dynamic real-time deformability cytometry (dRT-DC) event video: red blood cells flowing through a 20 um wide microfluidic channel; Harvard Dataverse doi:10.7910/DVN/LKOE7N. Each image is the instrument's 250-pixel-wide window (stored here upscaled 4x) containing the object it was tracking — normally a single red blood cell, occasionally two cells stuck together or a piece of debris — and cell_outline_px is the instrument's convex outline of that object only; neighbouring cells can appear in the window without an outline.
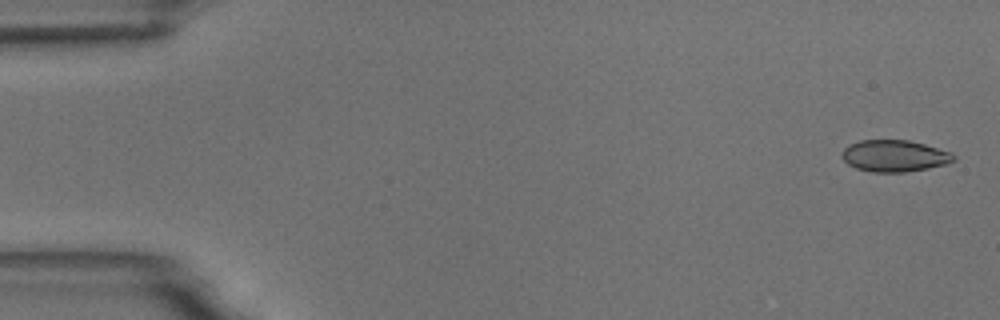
{"species": "common noctule bat (a hibernating species)", "species_latin": "Nyctalus noctula", "temperature_condition": "room temperature", "stored_images_in_passage": 5, "camera_frame_rate_fps": 3000, "um_per_image_px": 0.085, "animal": {"sex": "male", "body_mass_g": 18.8}, "frame": {"image": 1, "passage_image": 1, "time_ms": 0.0, "image_size_px": [1000, 320], "cell_outline_px": [[956, 160], [944, 164], [928, 168], [904, 172], [872, 172], [856, 168], [848, 164], [840, 156], [840, 152], [848, 144], [860, 140], [908, 140], [924, 144], [952, 152], [956, 156]], "centroid_in_image_um": [76.0, 13.24], "position_along_channel_um": 9.0, "area_um2": 20.75}}
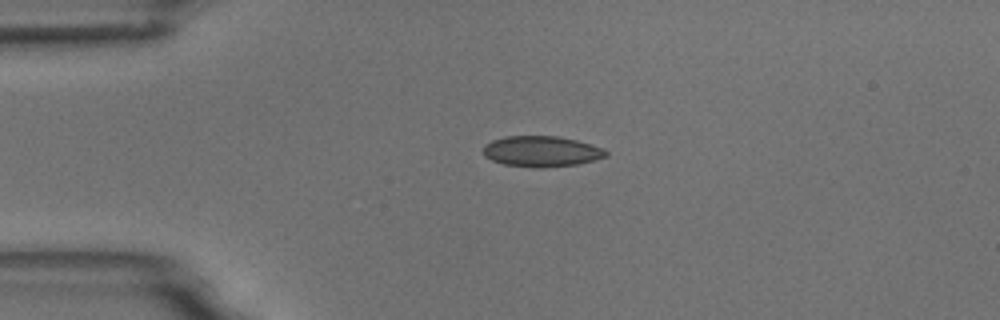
{"frame": {"image": 2, "passage_image": 4, "time_ms": 3.667, "image_size_px": [1000, 320], "cell_outline_px": [[608, 156], [576, 164], [544, 168], [532, 168], [504, 164], [492, 160], [484, 156], [484, 144], [492, 140], [504, 136], [556, 136], [576, 140], [604, 148], [608, 152]], "centroid_in_image_um": [46.01, 12.87], "position_along_channel_um": 39.0, "area_um2": 22.02}}